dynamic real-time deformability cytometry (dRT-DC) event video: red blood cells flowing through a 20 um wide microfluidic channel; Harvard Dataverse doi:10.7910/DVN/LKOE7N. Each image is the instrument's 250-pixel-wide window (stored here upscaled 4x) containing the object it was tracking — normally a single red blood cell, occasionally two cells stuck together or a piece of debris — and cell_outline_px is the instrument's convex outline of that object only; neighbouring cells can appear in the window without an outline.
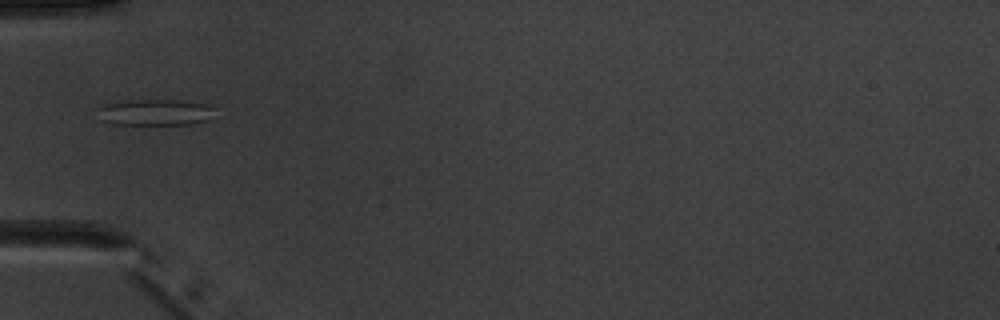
{"species": "common noctule bat (a hibernating species)", "species_latin": "Nyctalus noctula", "temperature_condition": "warm", "stored_images_in_passage": 2, "camera_frame_rate_fps": 3000, "um_per_image_px": 0.085, "animal": {"sex": "male", "body_mass_g": 20.1, "forearm_length_mm": 53.5}, "frame": {"image": 1, "passage_image": 2, "time_ms": 1.333, "image_size_px": [1000, 320], "cell_outline_px": [[216, 108], [208, 120], [192, 124], [112, 124], [100, 120], [100, 108], [104, 104], [124, 100], [176, 100], [208, 104]], "centroid_in_image_um": [13.21, 9.54], "position_along_channel_um": 71.8, "area_um2": 17.86}}